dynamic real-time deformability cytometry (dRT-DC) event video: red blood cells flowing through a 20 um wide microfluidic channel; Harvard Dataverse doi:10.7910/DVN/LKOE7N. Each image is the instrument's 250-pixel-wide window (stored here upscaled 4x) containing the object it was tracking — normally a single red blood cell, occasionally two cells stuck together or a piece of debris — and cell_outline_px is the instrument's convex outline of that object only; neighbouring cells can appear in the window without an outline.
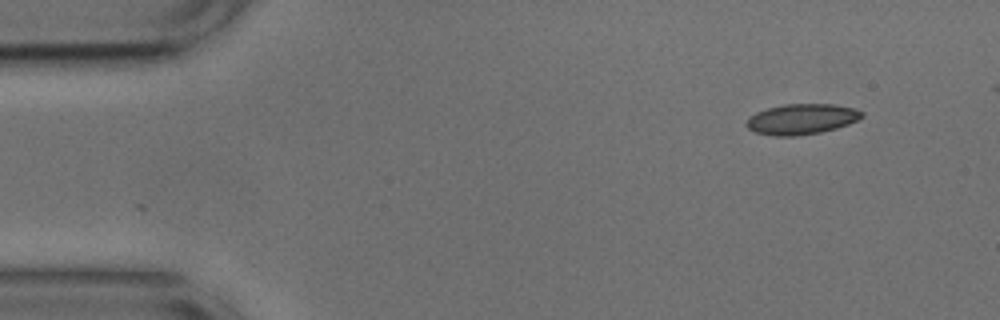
{"species": "common noctule bat (a hibernating species)", "species_latin": "Nyctalus noctula", "temperature_condition": "cold", "stored_images_in_passage": 43, "camera_frame_rate_fps": 3000, "um_per_image_px": 0.085, "animal": {"sex": "male", "body_mass_g": 17.9, "forearm_length_mm": 54.2}, "frame": {"image": 1, "passage_image": 1, "time_ms": 0.0, "image_size_px": [1000, 320], "cell_outline_px": [[864, 116], [848, 124], [836, 128], [820, 132], [796, 136], [776, 136], [756, 132], [748, 128], [744, 124], [748, 116], [756, 112], [768, 108], [784, 104], [836, 104], [852, 108], [864, 112]], "centroid_in_image_um": [68.11, 10.12], "position_along_channel_um": 16.9, "area_um2": 20.52}}
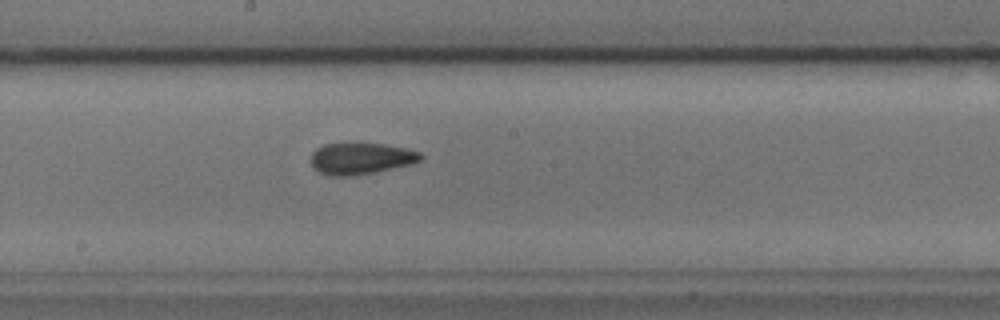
{"frame": {"image": 2, "passage_image": 24, "time_ms": 7.667, "image_size_px": [1000, 320], "cell_outline_px": [[424, 156], [420, 160], [412, 164], [372, 172], [348, 176], [328, 176], [316, 172], [312, 168], [312, 152], [316, 148], [324, 144], [384, 144], [408, 148], [420, 152]], "centroid_in_image_um": [30.66, 13.48], "position_along_channel_um": 217.5, "area_um2": 20.11}}
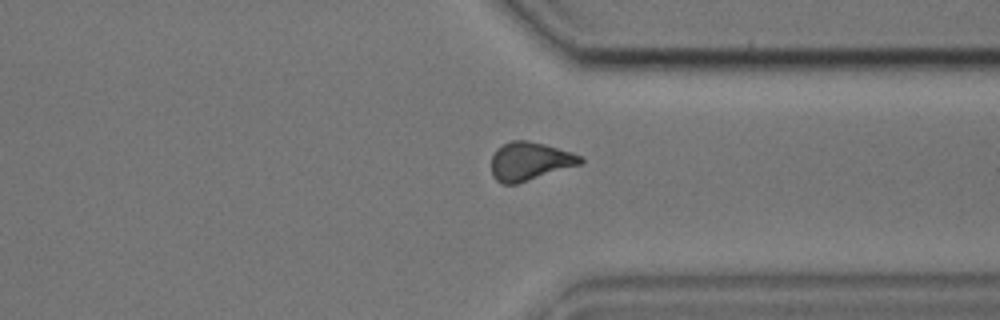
{"frame": {"image": 3, "passage_image": 36, "time_ms": 11.667, "image_size_px": [1000, 320], "cell_outline_px": [[584, 160], [580, 164], [516, 184], [504, 184], [496, 180], [492, 176], [492, 156], [496, 148], [512, 140], [528, 140], [544, 144], [572, 152], [584, 156]], "centroid_in_image_um": [45.03, 13.69], "position_along_channel_um": 366.4, "area_um2": 19.83}}